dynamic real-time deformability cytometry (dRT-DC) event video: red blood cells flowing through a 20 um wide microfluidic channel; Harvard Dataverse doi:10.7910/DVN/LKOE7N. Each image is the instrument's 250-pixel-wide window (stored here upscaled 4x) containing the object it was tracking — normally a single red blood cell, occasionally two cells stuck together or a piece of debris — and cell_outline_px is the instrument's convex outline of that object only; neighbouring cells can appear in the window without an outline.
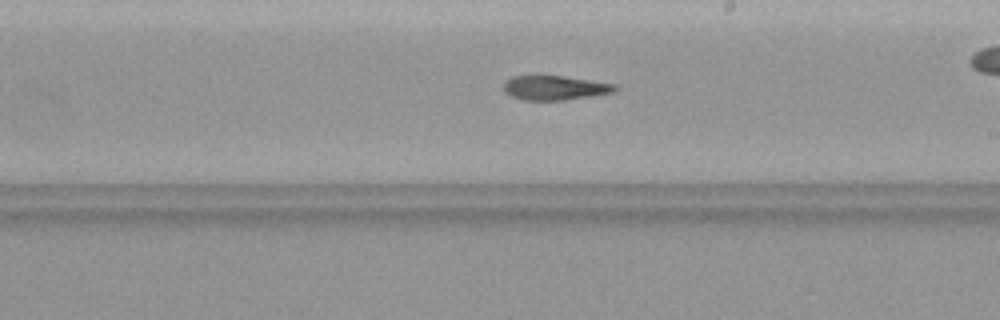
{"species": "common noctule bat (a hibernating species)", "species_latin": "Nyctalus noctula", "temperature_condition": "warm", "stored_images_in_passage": 45, "camera_frame_rate_fps": 3000, "um_per_image_px": 0.085, "animal": {"sex": "female", "body_mass_g": 19.9}, "frame": {"image": 1, "passage_image": 26, "time_ms": 8.333, "image_size_px": [1000, 320], "cell_outline_px": [[620, 88], [616, 92], [592, 96], [564, 100], [524, 100], [512, 96], [504, 92], [504, 84], [512, 76], [564, 76], [620, 84]], "centroid_in_image_um": [47.27, 7.46], "position_along_channel_um": 241.7, "area_um2": 16.01}}